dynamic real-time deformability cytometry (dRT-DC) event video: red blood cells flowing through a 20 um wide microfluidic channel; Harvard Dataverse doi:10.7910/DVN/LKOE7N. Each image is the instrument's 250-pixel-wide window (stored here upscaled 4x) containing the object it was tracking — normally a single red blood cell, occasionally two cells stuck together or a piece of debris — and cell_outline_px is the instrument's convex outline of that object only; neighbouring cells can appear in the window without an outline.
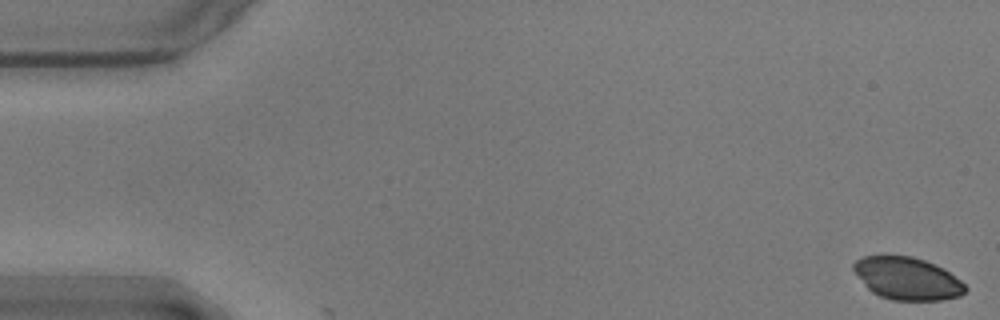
{"species": "common noctule bat (a hibernating species)", "species_latin": "Nyctalus noctula", "temperature_condition": "warm", "stored_images_in_passage": 2, "camera_frame_rate_fps": 3000, "um_per_image_px": 0.085, "animal": {"sex": "male", "body_mass_g": 17.9}, "frame": {"image": 1, "passage_image": 1, "time_ms": 0.0, "image_size_px": [1000, 320], "cell_outline_px": [[968, 288], [960, 296], [940, 300], [892, 300], [880, 296], [872, 292], [868, 288], [852, 268], [852, 264], [856, 260], [864, 256], [912, 256], [924, 260], [948, 272], [960, 280]], "centroid_in_image_um": [77.1, 23.68], "position_along_channel_um": 7.9, "area_um2": 27.22}}